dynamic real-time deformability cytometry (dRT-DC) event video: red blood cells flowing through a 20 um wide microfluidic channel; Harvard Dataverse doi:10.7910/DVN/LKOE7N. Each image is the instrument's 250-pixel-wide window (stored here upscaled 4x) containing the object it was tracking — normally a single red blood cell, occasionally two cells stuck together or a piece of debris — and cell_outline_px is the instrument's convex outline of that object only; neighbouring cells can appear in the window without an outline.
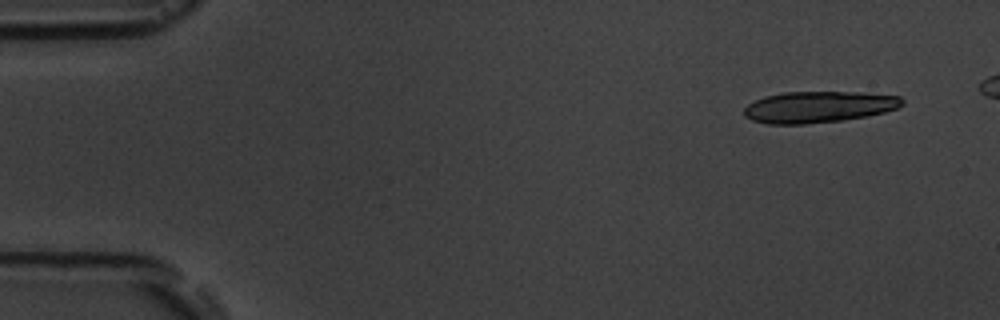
{"species": "common noctule bat (a hibernating species)", "species_latin": "Nyctalus noctula", "temperature_condition": "room temperature", "stored_images_in_passage": 4, "camera_frame_rate_fps": 3000, "um_per_image_px": 0.085, "animal": {"sex": "male", "body_mass_g": 19.5, "forearm_length_mm": 54.6}, "frame": {"image": 1, "passage_image": 1, "time_ms": 0.0, "image_size_px": [1000, 320], "cell_outline_px": [[904, 104], [900, 108], [868, 116], [840, 120], [804, 124], [768, 124], [752, 120], [744, 116], [744, 108], [748, 104], [764, 96], [784, 92], [856, 92], [900, 96], [904, 100]], "centroid_in_image_um": [69.59, 9.09], "position_along_channel_um": 15.4, "area_um2": 28.96}}